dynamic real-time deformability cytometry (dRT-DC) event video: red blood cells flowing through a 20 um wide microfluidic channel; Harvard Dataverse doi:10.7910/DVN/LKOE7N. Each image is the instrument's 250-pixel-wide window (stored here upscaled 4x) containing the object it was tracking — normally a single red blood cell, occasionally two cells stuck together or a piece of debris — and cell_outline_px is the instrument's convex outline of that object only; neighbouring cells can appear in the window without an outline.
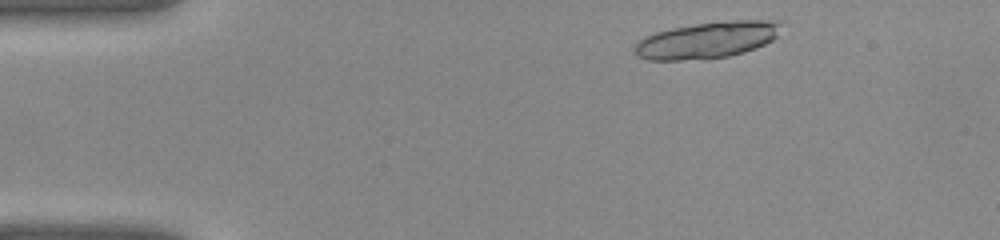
{"species": "common noctule bat (a hibernating species)", "species_latin": "Nyctalus noctula", "temperature_condition": "warm", "stored_images_in_passage": 36, "camera_frame_rate_fps": 3000, "um_per_image_px": 0.085, "animal": {"sex": "female", "body_mass_g": 22.0, "forearm_length_mm": 56.7}, "frame": {"image": 1, "passage_image": 2, "time_ms": 0.333, "image_size_px": [1000, 240], "cell_outline_px": [[784, 20], [776, 36], [772, 40], [756, 48], [744, 52], [728, 56], [680, 60], [648, 60], [636, 56], [636, 44], [640, 40], [656, 32], [672, 28], [696, 24], [736, 20]], "centroid_in_image_um": [60.16, 3.39], "position_along_channel_um": 24.8, "area_um2": 30.75}}
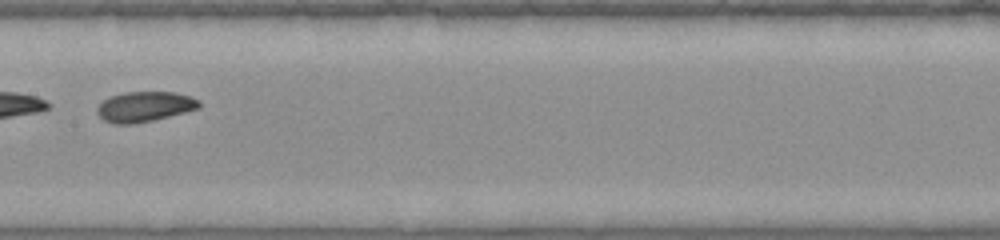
{"frame": {"image": 2, "passage_image": 17, "time_ms": 5.333, "image_size_px": [1000, 240], "cell_outline_px": [[200, 108], [152, 120], [132, 124], [116, 124], [104, 120], [96, 112], [96, 108], [104, 100], [112, 96], [124, 92], [172, 92], [192, 96], [200, 100]], "centroid_in_image_um": [12.3, 9.06], "position_along_channel_um": 195.1, "area_um2": 17.8}}
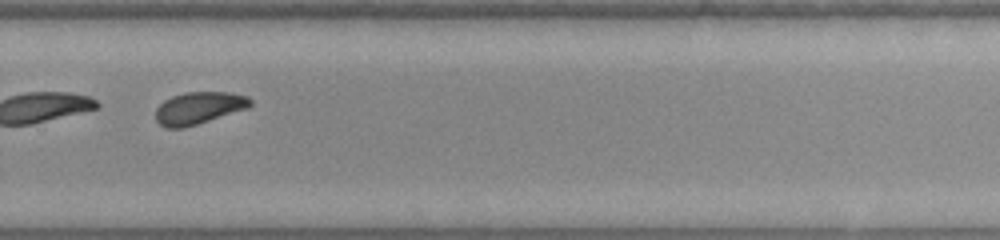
{"frame": {"image": 3, "passage_image": 24, "time_ms": 7.667, "image_size_px": [1000, 240], "cell_outline_px": [[252, 104], [248, 108], [184, 128], [168, 128], [160, 124], [156, 120], [156, 108], [164, 100], [172, 96], [184, 92], [228, 92], [248, 96], [252, 100]], "centroid_in_image_um": [16.9, 9.17], "position_along_channel_um": 312.9, "area_um2": 17.74}}